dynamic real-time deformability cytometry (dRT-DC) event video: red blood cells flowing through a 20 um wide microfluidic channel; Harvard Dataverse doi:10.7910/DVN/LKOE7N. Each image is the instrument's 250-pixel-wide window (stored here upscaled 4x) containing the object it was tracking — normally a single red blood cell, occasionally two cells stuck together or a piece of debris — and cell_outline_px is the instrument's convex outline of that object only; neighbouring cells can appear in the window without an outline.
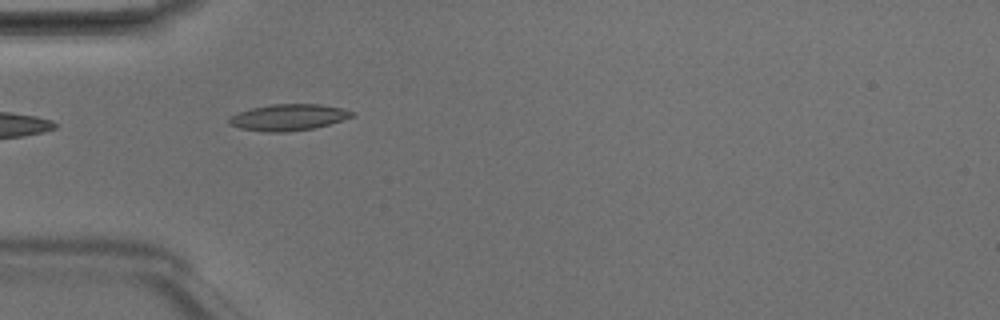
{"species": "Egyptian fruit bat (a non-hibernating species)", "species_latin": "Rousettus aegyptiacus", "temperature_condition": "room temperature", "stored_images_in_passage": 7, "camera_frame_rate_fps": 3000, "um_per_image_px": 0.085, "animal": {"sex": "male"}, "frame": {"image": 1, "passage_image": 5, "time_ms": 1.333, "image_size_px": [1000, 320], "cell_outline_px": [[356, 116], [328, 124], [312, 128], [288, 132], [268, 132], [240, 128], [228, 124], [228, 116], [252, 108], [272, 104], [320, 104], [340, 108], [356, 112]], "centroid_in_image_um": [24.51, 9.97], "position_along_channel_um": 60.5, "area_um2": 18.84}}